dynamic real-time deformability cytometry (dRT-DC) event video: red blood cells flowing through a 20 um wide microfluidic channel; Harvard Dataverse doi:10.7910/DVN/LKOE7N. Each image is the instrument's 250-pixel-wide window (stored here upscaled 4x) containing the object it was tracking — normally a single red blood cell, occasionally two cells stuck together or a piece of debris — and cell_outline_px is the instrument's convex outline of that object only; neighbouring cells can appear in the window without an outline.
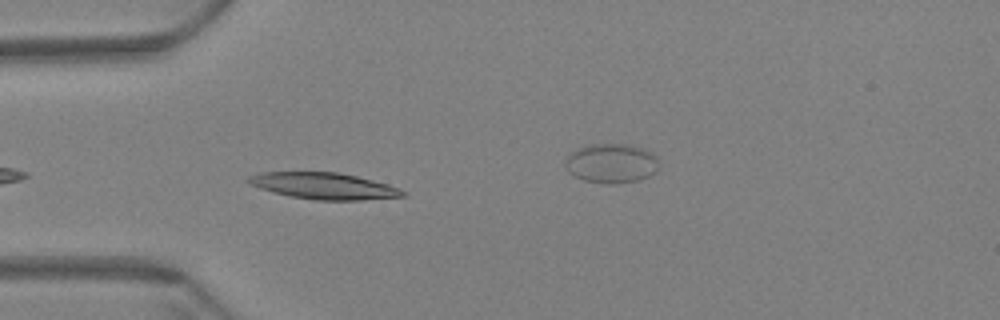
{"species": "Egyptian fruit bat (a non-hibernating species)", "species_latin": "Rousettus aegyptiacus", "temperature_condition": "warm", "stored_images_in_passage": 7, "camera_frame_rate_fps": 3000, "um_per_image_px": 0.085, "animal": {"sex": "female"}, "frame": {"image": 1, "passage_image": 3, "time_ms": 0.667, "image_size_px": [1000, 320], "cell_outline_px": [[404, 196], [360, 200], [316, 200], [288, 196], [272, 192], [260, 188], [244, 180], [248, 176], [260, 172], [336, 172], [356, 176], [388, 184], [400, 188], [404, 192]], "centroid_in_image_um": [27.48, 15.8], "position_along_channel_um": 57.5, "area_um2": 23.7}}
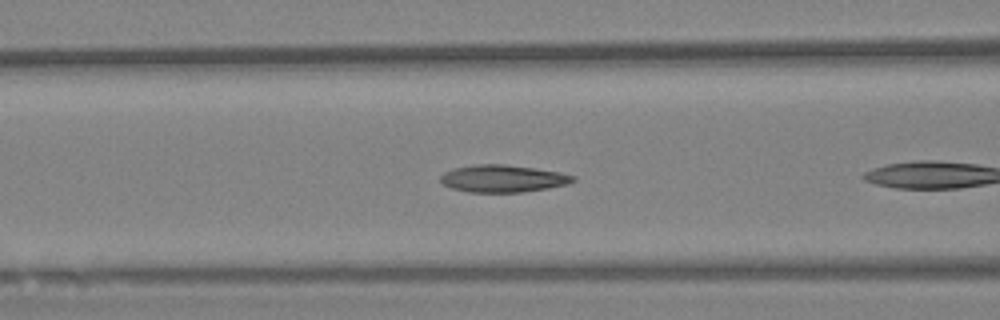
{"frame": {"image": 2, "passage_image": 6, "time_ms": 1.667, "image_size_px": [1000, 320], "cell_outline_px": [[576, 180], [568, 184], [548, 188], [520, 192], [468, 192], [452, 188], [444, 184], [440, 180], [440, 176], [444, 172], [452, 168], [476, 164], [504, 164], [536, 168], [560, 172], [576, 176]], "centroid_in_image_um": [42.75, 15.17], "position_along_channel_um": 123.8, "area_um2": 21.15}}